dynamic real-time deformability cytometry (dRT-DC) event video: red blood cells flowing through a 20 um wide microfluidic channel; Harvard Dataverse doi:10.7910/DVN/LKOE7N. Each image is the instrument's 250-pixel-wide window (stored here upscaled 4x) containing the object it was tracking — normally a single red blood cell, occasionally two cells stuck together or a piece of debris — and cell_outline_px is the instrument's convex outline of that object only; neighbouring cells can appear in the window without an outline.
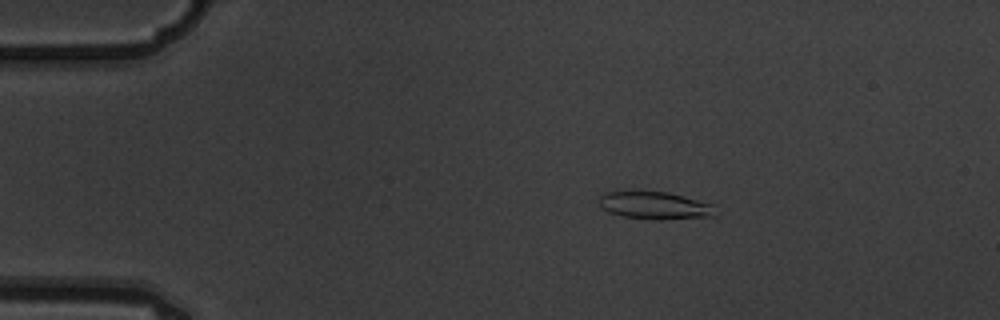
{"species": "common noctule bat (a hibernating species)", "species_latin": "Nyctalus noctula", "temperature_condition": "warm", "stored_images_in_passage": 5, "camera_frame_rate_fps": 3000, "um_per_image_px": 0.085, "animal": {"sex": "male", "body_mass_g": 19.5, "forearm_length_mm": 54.6}, "frame": {"image": 1, "passage_image": 3, "time_ms": 0.667, "image_size_px": [1000, 320], "cell_outline_px": [[716, 216], [660, 220], [652, 220], [624, 216], [608, 212], [600, 204], [600, 196], [604, 192], [668, 192], [716, 204]], "centroid_in_image_um": [55.76, 17.48], "position_along_channel_um": 29.2, "area_um2": 18.73}}